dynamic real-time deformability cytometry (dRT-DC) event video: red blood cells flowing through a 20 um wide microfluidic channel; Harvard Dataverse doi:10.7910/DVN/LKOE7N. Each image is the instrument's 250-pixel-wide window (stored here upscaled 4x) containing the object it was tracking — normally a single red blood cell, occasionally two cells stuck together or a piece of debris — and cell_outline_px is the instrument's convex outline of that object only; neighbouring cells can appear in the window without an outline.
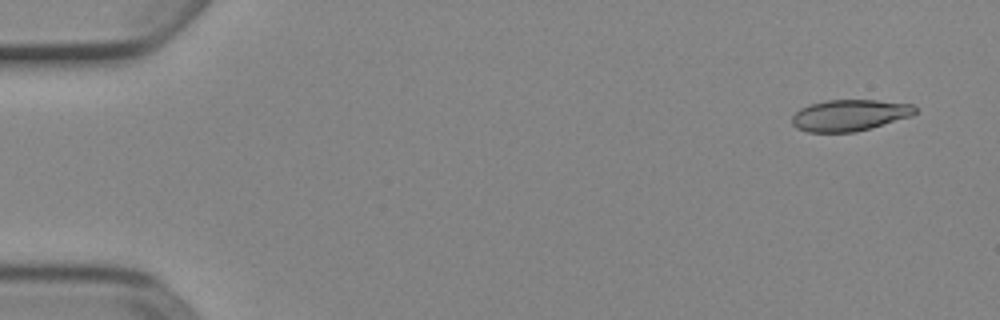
{"species": "Egyptian fruit bat (a non-hibernating species)", "species_latin": "Rousettus aegyptiacus", "temperature_condition": "cold", "stored_images_in_passage": 6, "camera_frame_rate_fps": 3000, "um_per_image_px": 0.085, "animal": {"sex": "female"}, "frame": {"image": 1, "passage_image": 1, "time_ms": 0.0, "image_size_px": [1000, 320], "cell_outline_px": [[916, 112], [912, 116], [872, 128], [856, 132], [808, 132], [796, 128], [792, 124], [792, 116], [800, 108], [824, 100], [876, 100], [912, 104], [916, 108]], "centroid_in_image_um": [72.22, 9.8], "position_along_channel_um": 12.8, "area_um2": 22.6}}
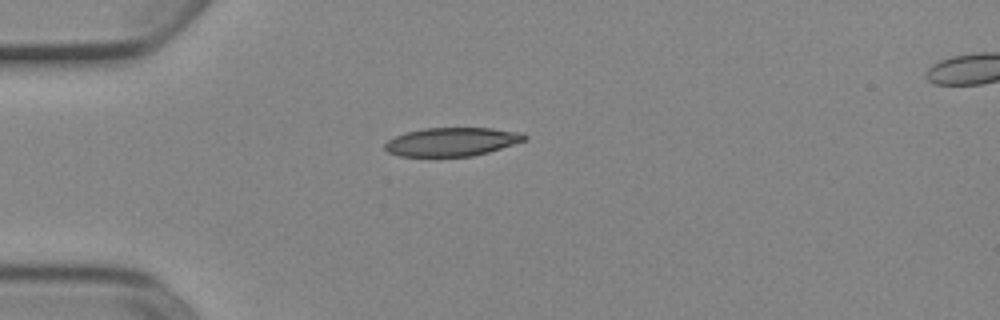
{"frame": {"image": 2, "passage_image": 4, "time_ms": 1.0, "image_size_px": [1000, 320], "cell_outline_px": [[528, 136], [524, 140], [488, 152], [472, 156], [400, 156], [388, 152], [384, 148], [384, 144], [388, 140], [396, 136], [408, 132], [424, 128], [492, 128], [524, 132]], "centroid_in_image_um": [38.41, 12.04], "position_along_channel_um": 46.6, "area_um2": 23.06}}
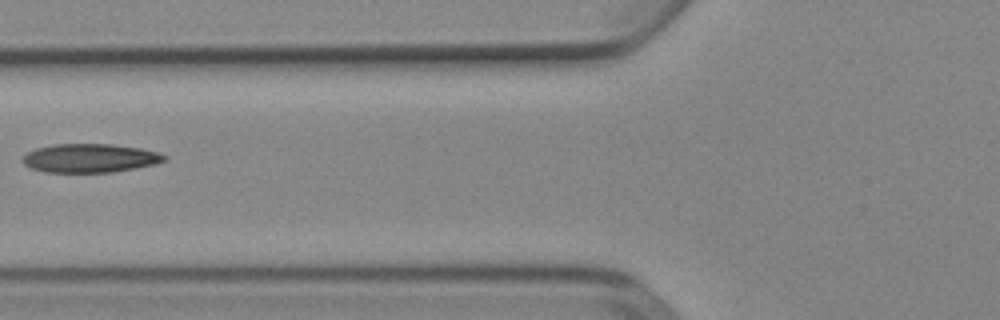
{"frame": {"image": 3, "passage_image": 6, "time_ms": 1.667, "image_size_px": [1000, 320], "cell_outline_px": [[168, 160], [156, 164], [112, 172], [44, 172], [32, 168], [24, 164], [24, 156], [28, 152], [36, 148], [56, 144], [112, 144], [140, 148], [156, 152], [168, 156]], "centroid_in_image_um": [7.69, 13.44], "position_along_channel_um": 118.1, "area_um2": 23.58}}